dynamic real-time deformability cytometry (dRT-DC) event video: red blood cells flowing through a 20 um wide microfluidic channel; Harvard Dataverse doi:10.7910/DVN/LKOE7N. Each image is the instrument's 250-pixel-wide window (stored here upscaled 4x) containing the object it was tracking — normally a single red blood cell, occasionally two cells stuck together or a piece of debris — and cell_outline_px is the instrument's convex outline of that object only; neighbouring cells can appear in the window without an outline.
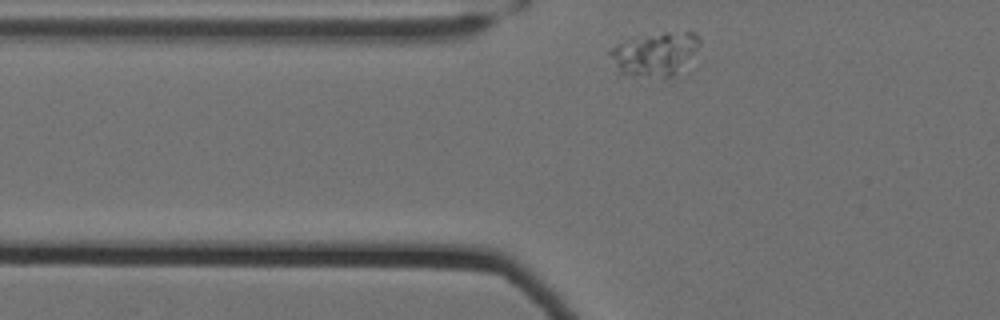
{"species": "Egyptian fruit bat (a non-hibernating species)", "species_latin": "Rousettus aegyptiacus", "temperature_condition": "cold", "stored_images_in_passage": 34, "camera_frame_rate_fps": 3000, "um_per_image_px": 0.085, "animal": {"sex": "female"}, "frame": {"image": 1, "passage_image": 2, "time_ms": 0.333, "image_size_px": [1000, 320], "cell_outline_px": [[700, 44], [696, 68], [688, 76], [620, 76], [608, 52], [612, 48], [620, 44], [648, 36], [664, 32], [696, 32], [700, 36]], "centroid_in_image_um": [55.93, 4.69], "position_along_channel_um": 69.9, "area_um2": 24.16}}
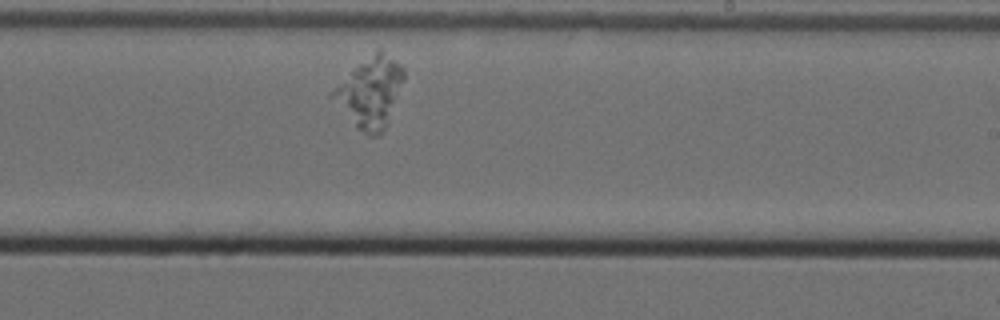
{"frame": {"image": 2, "passage_image": 20, "time_ms": 6.333, "image_size_px": [1000, 320], "cell_outline_px": [[404, 80], [384, 128], [376, 136], [368, 136], [356, 128], [328, 96], [328, 92], [376, 48], [380, 48], [400, 64], [404, 68]], "centroid_in_image_um": [31.42, 7.82], "position_along_channel_um": 257.6, "area_um2": 28.96}}
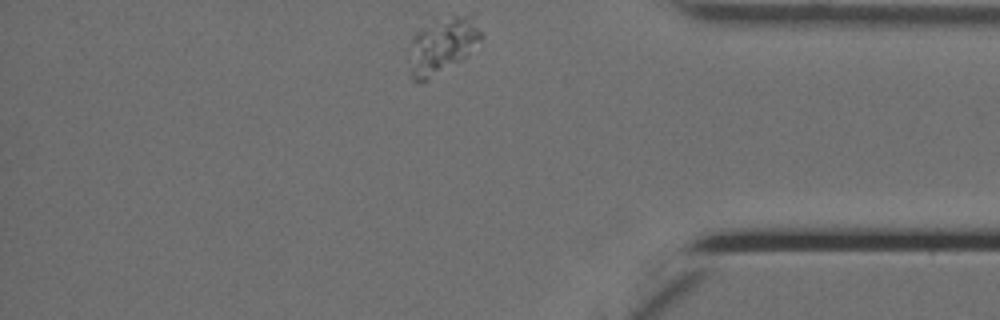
{"frame": {"image": 3, "passage_image": 34, "time_ms": 11.0, "image_size_px": [1000, 320], "cell_outline_px": [[484, 36], [468, 56], [428, 80], [412, 80], [412, 36], [420, 28], [456, 16], [472, 16], [484, 32]], "centroid_in_image_um": [37.69, 3.87], "position_along_channel_um": 397.5, "area_um2": 22.72}}